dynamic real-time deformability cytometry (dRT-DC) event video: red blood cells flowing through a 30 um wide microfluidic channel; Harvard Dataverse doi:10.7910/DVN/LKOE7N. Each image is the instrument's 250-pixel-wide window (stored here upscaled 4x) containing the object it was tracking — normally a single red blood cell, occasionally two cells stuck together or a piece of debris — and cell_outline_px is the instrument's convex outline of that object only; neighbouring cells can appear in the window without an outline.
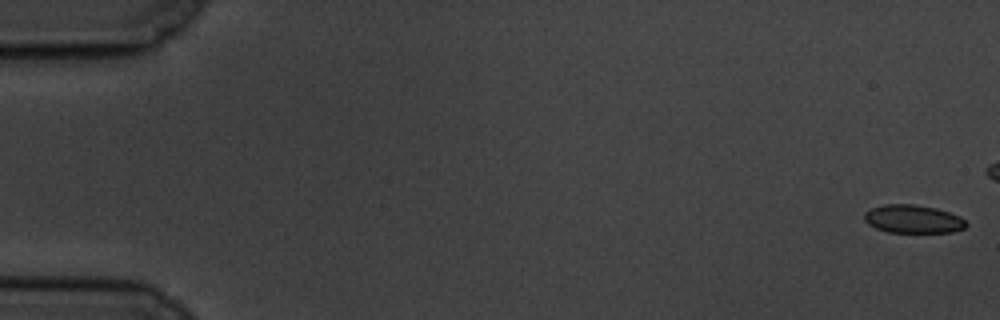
{"species": "common noctule bat (a hibernating species)", "species_latin": "Nyctalus noctula", "temperature_condition": "cold", "stored_images_in_passage": 48, "camera_frame_rate_fps": 3000, "um_per_image_px": 0.085, "animal": {"sex": "male", "body_mass_g": 19.5, "forearm_length_mm": 54.6}, "frame": {"image": 1, "passage_image": 1, "time_ms": 0.0, "image_size_px": [1000, 320], "cell_outline_px": [[968, 224], [964, 228], [952, 232], [888, 232], [876, 228], [868, 224], [864, 220], [864, 212], [872, 208], [884, 204], [916, 204], [936, 208], [960, 216]], "centroid_in_image_um": [77.6, 18.61], "position_along_channel_um": 7.4, "area_um2": 16.76}}
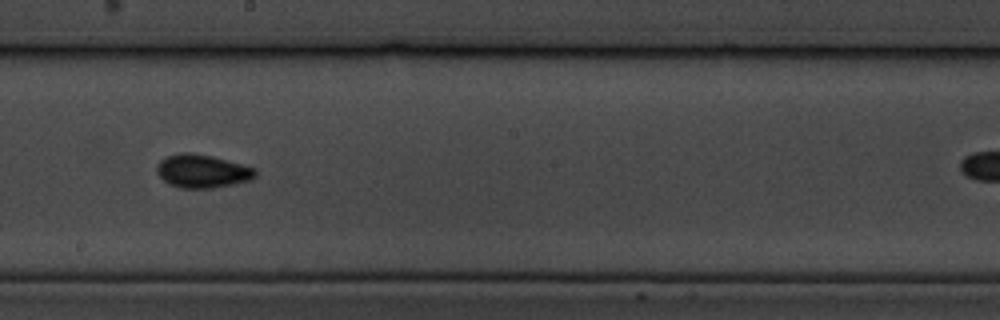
{"frame": {"image": 2, "passage_image": 33, "time_ms": 10.667, "image_size_px": [1000, 320], "cell_outline_px": [[256, 176], [252, 180], [212, 188], [180, 188], [168, 184], [156, 172], [156, 164], [160, 160], [168, 156], [180, 152], [188, 152], [212, 156], [256, 168]], "centroid_in_image_um": [17.18, 14.55], "position_along_channel_um": 231.0, "area_um2": 19.19}}
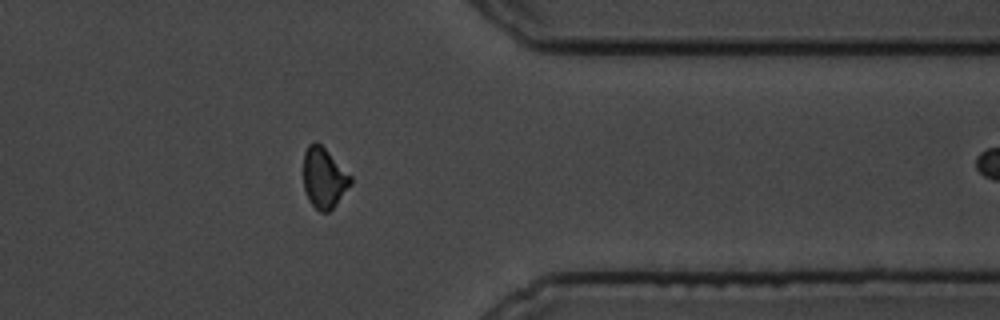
{"frame": {"image": 3, "passage_image": 47, "time_ms": 15.333, "image_size_px": [1000, 320], "cell_outline_px": [[352, 184], [332, 208], [328, 212], [320, 212], [308, 200], [304, 188], [304, 152], [308, 144], [316, 140], [352, 176]], "centroid_in_image_um": [27.53, 15.11], "position_along_channel_um": 383.9, "area_um2": 16.53}}